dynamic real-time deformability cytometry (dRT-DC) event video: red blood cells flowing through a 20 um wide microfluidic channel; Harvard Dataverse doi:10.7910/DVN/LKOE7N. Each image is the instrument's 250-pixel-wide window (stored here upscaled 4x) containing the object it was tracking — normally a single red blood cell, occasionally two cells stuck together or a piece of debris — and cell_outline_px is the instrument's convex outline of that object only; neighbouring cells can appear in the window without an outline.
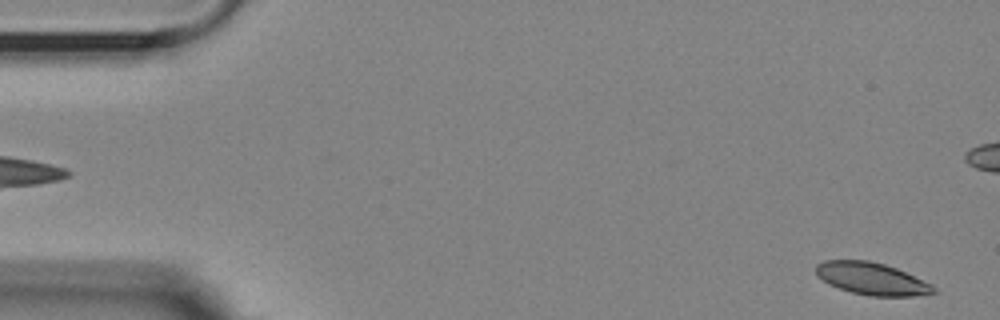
{"species": "Egyptian fruit bat (a non-hibernating species)", "species_latin": "Rousettus aegyptiacus", "temperature_condition": "room temperature", "stored_images_in_passage": 56, "camera_frame_rate_fps": 3000, "um_per_image_px": 0.085, "animal": {"sex": "female"}, "frame": {"image": 1, "passage_image": 2, "time_ms": 0.333, "image_size_px": [1000, 320], "cell_outline_px": [[940, 292], [912, 296], [872, 296], [852, 292], [828, 284], [816, 276], [816, 264], [824, 260], [868, 260], [884, 264], [896, 268], [932, 284]], "centroid_in_image_um": [74.1, 23.69], "position_along_channel_um": 10.9, "area_um2": 22.14}}
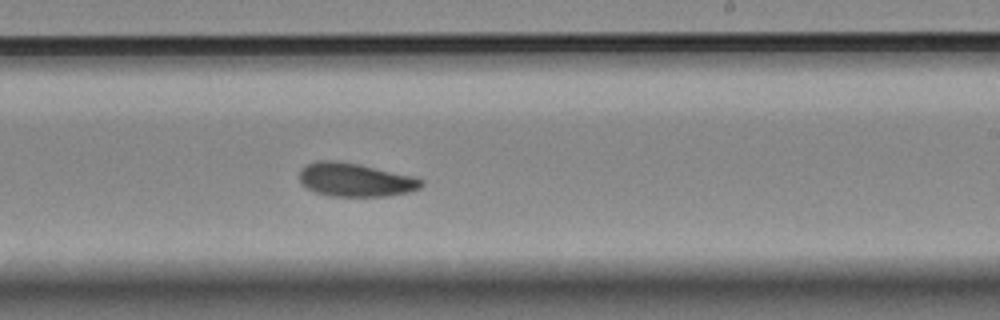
{"frame": {"image": 2, "passage_image": 33, "time_ms": 10.667, "image_size_px": [1000, 320], "cell_outline_px": [[424, 184], [420, 188], [408, 192], [388, 196], [328, 196], [316, 192], [308, 188], [300, 180], [300, 168], [316, 160], [336, 160], [416, 176], [424, 180]], "centroid_in_image_um": [30.23, 15.28], "position_along_channel_um": 258.8, "area_um2": 23.81}}
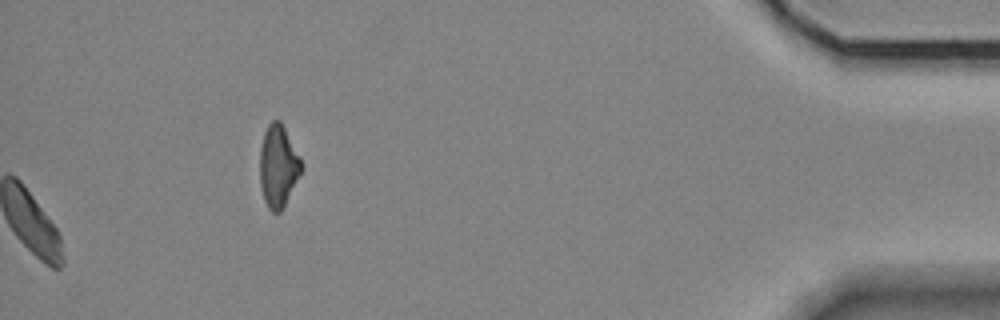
{"frame": {"image": 3, "passage_image": 56, "time_ms": 18.333, "image_size_px": [1000, 320], "cell_outline_px": [[304, 168], [280, 212], [272, 212], [268, 208], [264, 200], [260, 184], [260, 148], [264, 132], [268, 124], [272, 120], [280, 120], [300, 156]], "centroid_in_image_um": [23.65, 14.11], "position_along_channel_um": 411.5, "area_um2": 19.88}, "authors_computed_cell_mechanics": {"area_um2": 23.4668, "velocity_mm_per_s": 3.5625, "shape_relaxation_time_tau1_ms": 5.1381, "shape_relaxation_time_tau2_ms": 3.7637, "deformation_change_tau1": 0.1208, "deformation_change_tau2": 0.0899}}